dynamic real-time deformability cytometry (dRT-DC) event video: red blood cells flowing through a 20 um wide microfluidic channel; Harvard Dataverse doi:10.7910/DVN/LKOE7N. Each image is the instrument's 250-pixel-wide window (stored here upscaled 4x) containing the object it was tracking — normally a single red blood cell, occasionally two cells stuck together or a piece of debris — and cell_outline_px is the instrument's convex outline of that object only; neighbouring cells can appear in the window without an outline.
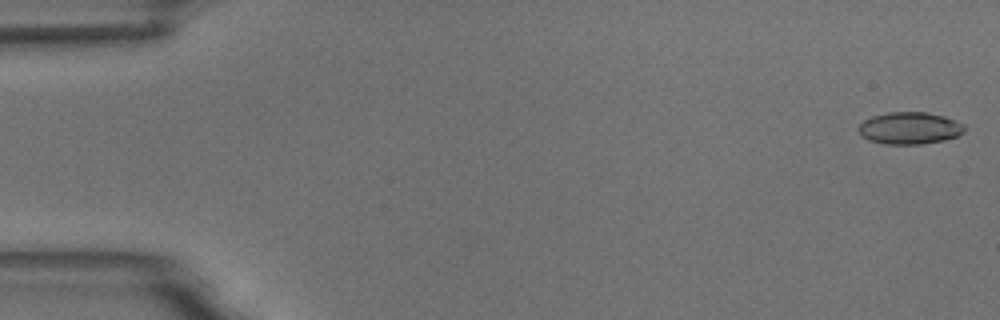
{"species": "common noctule bat (a hibernating species)", "species_latin": "Nyctalus noctula", "temperature_condition": "room temperature", "stored_images_in_passage": 6, "camera_frame_rate_fps": 3000, "um_per_image_px": 0.085, "animal": {"sex": "male", "body_mass_g": 18.8}, "frame": {"image": 1, "passage_image": 1, "time_ms": 0.0, "image_size_px": [1000, 320], "cell_outline_px": [[964, 132], [956, 136], [944, 140], [920, 144], [884, 144], [868, 140], [860, 136], [856, 128], [864, 120], [872, 116], [888, 112], [924, 112], [944, 116], [964, 124]], "centroid_in_image_um": [77.26, 10.89], "position_along_channel_um": 7.7, "area_um2": 19.88}}
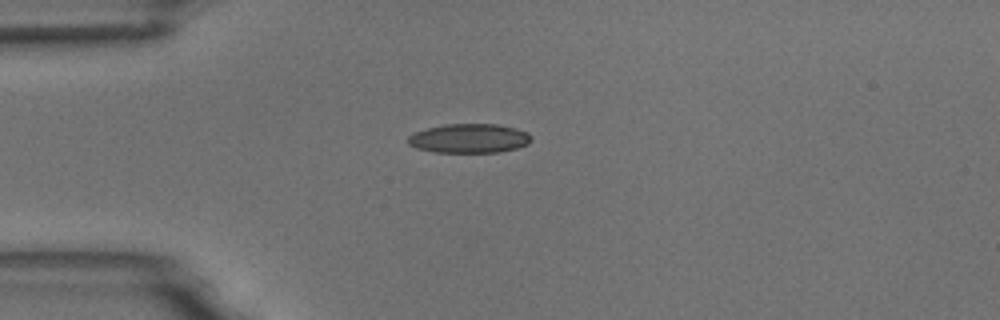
{"frame": {"image": 2, "passage_image": 4, "time_ms": 4.333, "image_size_px": [1000, 320], "cell_outline_px": [[532, 140], [528, 144], [516, 148], [500, 152], [436, 152], [416, 148], [408, 144], [408, 136], [416, 132], [428, 128], [444, 124], [496, 124], [516, 128], [528, 132], [532, 136]], "centroid_in_image_um": [39.91, 11.76], "position_along_channel_um": 45.1, "area_um2": 20.98}}
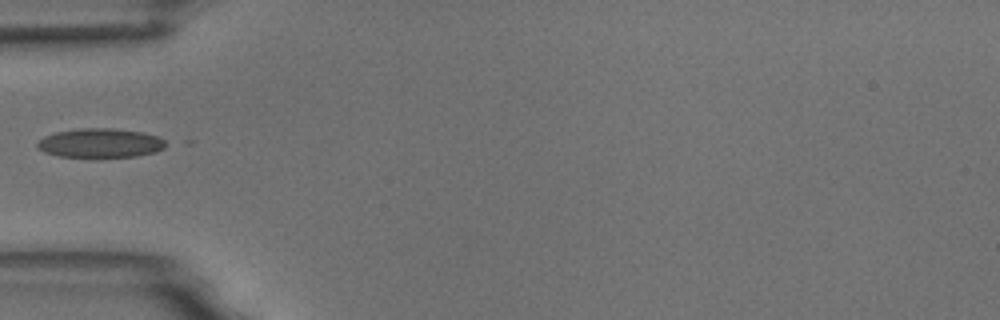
{"frame": {"image": 3, "passage_image": 5, "time_ms": 5.667, "image_size_px": [1000, 320], "cell_outline_px": [[172, 144], [156, 152], [136, 156], [100, 160], [60, 156], [44, 152], [36, 144], [44, 136], [56, 132], [80, 128], [112, 128], [140, 132], [156, 136]], "centroid_in_image_um": [8.57, 12.2], "position_along_channel_um": 76.4, "area_um2": 22.66}}